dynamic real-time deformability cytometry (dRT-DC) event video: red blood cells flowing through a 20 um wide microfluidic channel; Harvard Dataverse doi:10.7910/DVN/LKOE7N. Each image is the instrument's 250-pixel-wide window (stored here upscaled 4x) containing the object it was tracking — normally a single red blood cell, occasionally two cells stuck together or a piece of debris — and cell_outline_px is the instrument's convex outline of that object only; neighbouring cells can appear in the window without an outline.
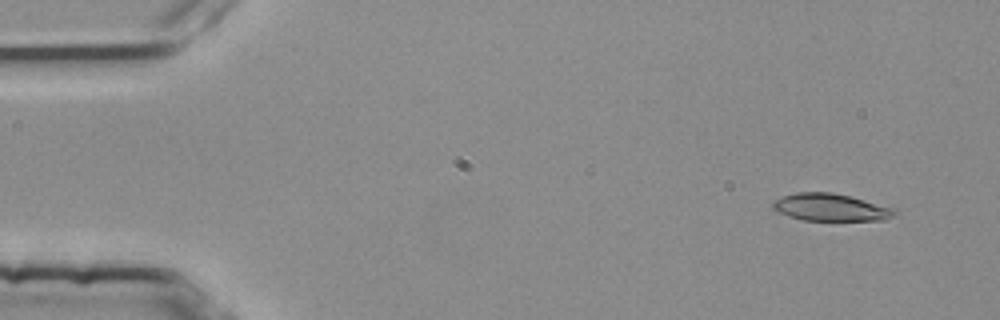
{"species": "common noctule bat (a hibernating species)", "species_latin": "Nyctalus noctula", "temperature_condition": "room temperature", "stored_images_in_passage": 4, "camera_frame_rate_fps": 3000, "um_per_image_px": 0.085, "animal": {"sex": "female", "body_mass_g": 25.1}, "frame": {"image": 1, "passage_image": 1, "time_ms": 0.0, "image_size_px": [1000, 320], "cell_outline_px": [[896, 212], [892, 216], [884, 220], [804, 220], [780, 212], [772, 208], [772, 204], [776, 200], [784, 196], [796, 192], [832, 192], [896, 208]], "centroid_in_image_um": [70.63, 17.62], "position_along_channel_um": 14.4, "area_um2": 19.02}}
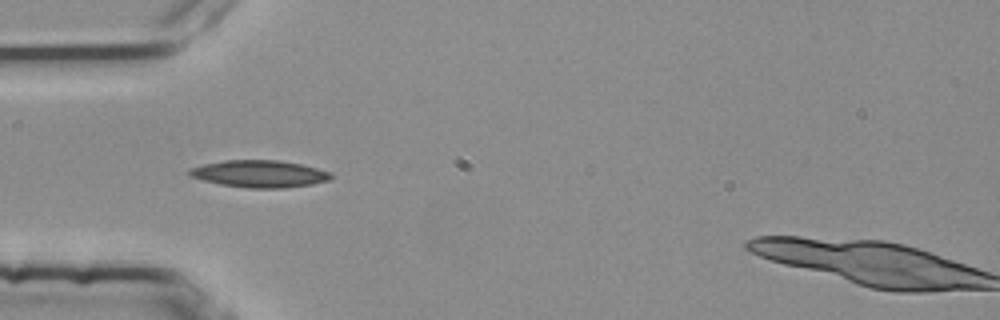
{"frame": {"image": 2, "passage_image": 4, "time_ms": 1.0, "image_size_px": [1000, 320], "cell_outline_px": [[332, 180], [312, 184], [284, 188], [248, 188], [220, 184], [188, 176], [188, 168], [204, 164], [224, 160], [280, 160], [300, 164], [316, 168], [328, 172], [332, 176]], "centroid_in_image_um": [22.03, 14.77], "position_along_channel_um": 63.0, "area_um2": 22.37}}